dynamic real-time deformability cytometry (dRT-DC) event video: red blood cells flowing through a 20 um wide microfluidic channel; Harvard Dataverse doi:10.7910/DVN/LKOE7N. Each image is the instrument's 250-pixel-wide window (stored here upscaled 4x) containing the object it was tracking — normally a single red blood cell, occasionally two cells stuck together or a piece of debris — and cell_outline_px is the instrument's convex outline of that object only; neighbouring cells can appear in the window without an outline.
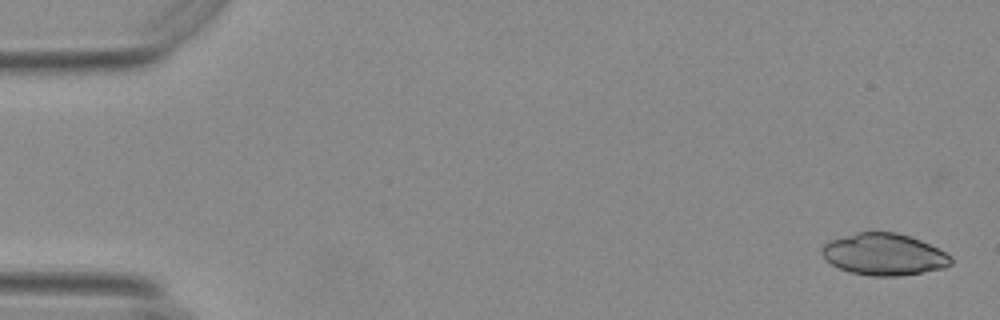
{"species": "Egyptian fruit bat (a non-hibernating species)", "species_latin": "Rousettus aegyptiacus", "temperature_condition": "warm", "stored_images_in_passage": 14, "camera_frame_rate_fps": 3000, "um_per_image_px": 0.085, "animal": {"sex": "female"}, "frame": {"image": 1, "passage_image": 2, "time_ms": 0.333, "image_size_px": [1000, 320], "cell_outline_px": [[952, 264], [944, 268], [900, 276], [868, 276], [848, 272], [832, 264], [820, 252], [820, 248], [824, 244], [832, 240], [856, 232], [896, 232], [920, 240], [952, 256]], "centroid_in_image_um": [75.13, 21.63], "position_along_channel_um": 9.9, "area_um2": 31.27}}